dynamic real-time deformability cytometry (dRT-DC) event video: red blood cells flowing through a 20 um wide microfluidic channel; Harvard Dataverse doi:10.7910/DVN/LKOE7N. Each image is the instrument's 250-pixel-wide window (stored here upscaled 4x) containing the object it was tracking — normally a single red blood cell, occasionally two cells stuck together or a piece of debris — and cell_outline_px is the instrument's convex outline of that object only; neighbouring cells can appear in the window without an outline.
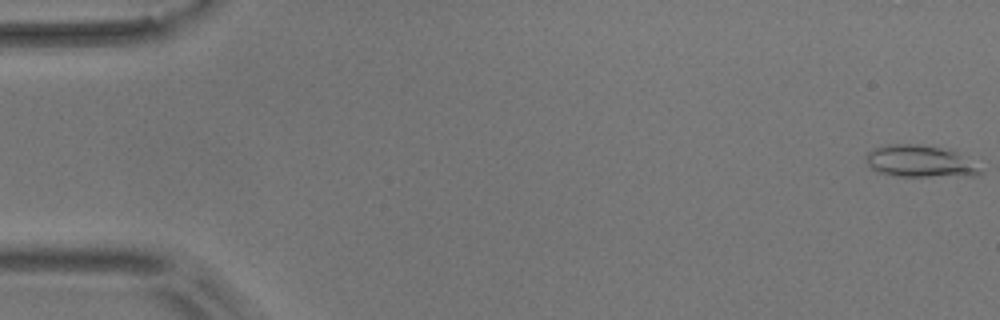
{"species": "common noctule bat (a hibernating species)", "species_latin": "Nyctalus noctula", "temperature_condition": "room temperature", "stored_images_in_passage": 5, "camera_frame_rate_fps": 3000, "um_per_image_px": 0.085, "animal": {"sex": "male", "body_mass_g": 17.9}, "frame": {"image": 1, "passage_image": 1, "time_ms": 0.0, "image_size_px": [1000, 320], "cell_outline_px": [[984, 172], [976, 176], [892, 176], [876, 172], [868, 164], [864, 156], [868, 152], [876, 148], [888, 144], [920, 144], [940, 148], [956, 152]], "centroid_in_image_um": [78.14, 13.73], "position_along_channel_um": 6.9, "area_um2": 21.04}}
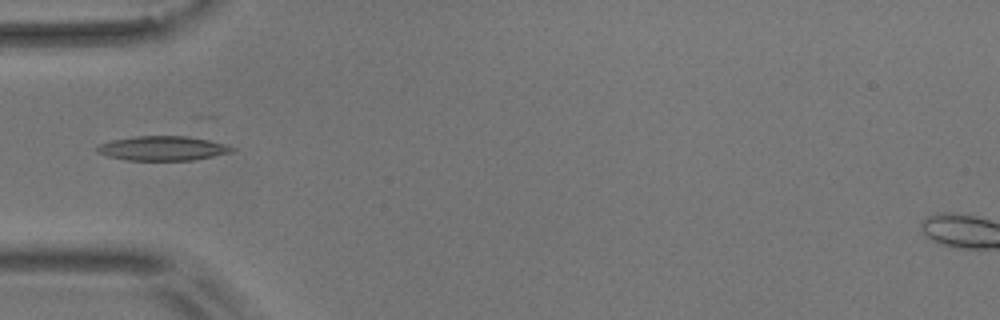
{"frame": {"image": 2, "passage_image": 5, "time_ms": 5.667, "image_size_px": [1000, 320], "cell_outline_px": [[236, 148], [232, 152], [192, 160], [128, 160], [108, 156], [96, 152], [96, 148], [100, 144], [112, 140], [136, 136], [188, 136], [208, 140], [224, 144]], "centroid_in_image_um": [13.81, 12.6], "position_along_channel_um": 71.2, "area_um2": 19.02}}